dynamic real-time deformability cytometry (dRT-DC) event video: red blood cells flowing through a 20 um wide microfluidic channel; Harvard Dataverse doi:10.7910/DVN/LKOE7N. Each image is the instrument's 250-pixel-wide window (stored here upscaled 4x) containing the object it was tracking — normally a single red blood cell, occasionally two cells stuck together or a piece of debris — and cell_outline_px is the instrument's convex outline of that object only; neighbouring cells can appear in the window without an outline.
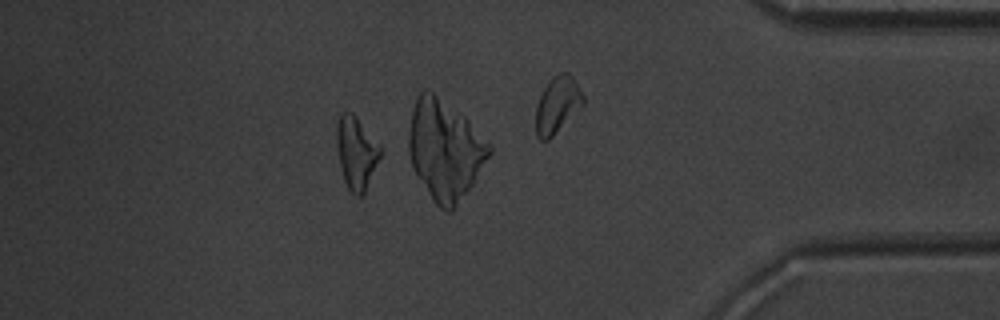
{"species": "common noctule bat (a hibernating species)", "species_latin": "Nyctalus noctula", "temperature_condition": "warm", "stored_images_in_passage": 50, "camera_frame_rate_fps": 3000, "um_per_image_px": 0.085, "animal": {"sex": "male", "body_mass_g": 20.1, "forearm_length_mm": 53.5}, "frame": {"image": 1, "passage_image": 43, "time_ms": 14.0, "image_size_px": [1000, 320], "cell_outline_px": [[384, 148], [364, 192], [360, 196], [356, 196], [348, 188], [344, 180], [340, 168], [336, 144], [336, 124], [340, 112], [352, 112], [356, 116]], "centroid_in_image_um": [30.28, 12.93], "position_along_channel_um": 404.9, "area_um2": 18.67}, "authors_computed_cell_mechanics": {"area_um2": 18.8139, "velocity_mm_per_s": 4.0399, "shape_relaxation_time_tau1_ms": 5.4962, "shape_relaxation_time_tau2_ms": 4.5912, "deformation_change_tau1": 0.1675, "deformation_change_tau2": 0.1344}}